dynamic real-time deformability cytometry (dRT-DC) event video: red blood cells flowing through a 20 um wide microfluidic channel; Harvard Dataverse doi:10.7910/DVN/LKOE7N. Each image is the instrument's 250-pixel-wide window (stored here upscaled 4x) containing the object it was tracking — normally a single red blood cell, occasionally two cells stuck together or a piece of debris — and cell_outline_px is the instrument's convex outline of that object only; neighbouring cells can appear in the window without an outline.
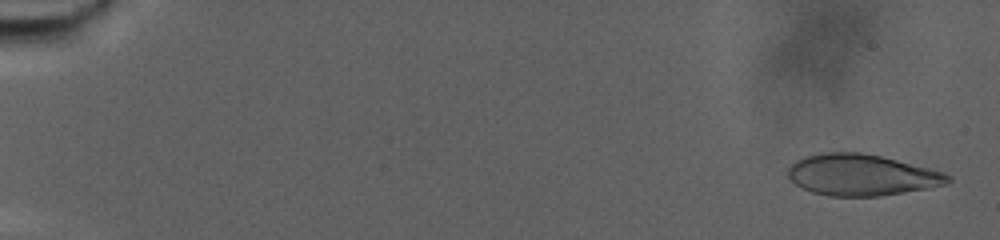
{"species": "human", "species_latin": "Homo sapiens", "temperature_condition": "warm", "stored_images_in_passage": 83, "camera_frame_rate_fps": 3000, "um_per_image_px": 0.085, "donor": {"sex": "male"}, "frame": {"image": 1, "passage_image": 3, "time_ms": 0.667, "image_size_px": [1000, 240], "cell_outline_px": [[952, 180], [948, 184], [928, 188], [880, 196], [828, 196], [812, 192], [796, 184], [788, 176], [788, 168], [796, 160], [804, 156], [824, 152], [860, 152], [880, 156], [944, 172], [952, 176]], "centroid_in_image_um": [73.24, 14.87], "position_along_channel_um": 11.8, "area_um2": 38.38}}
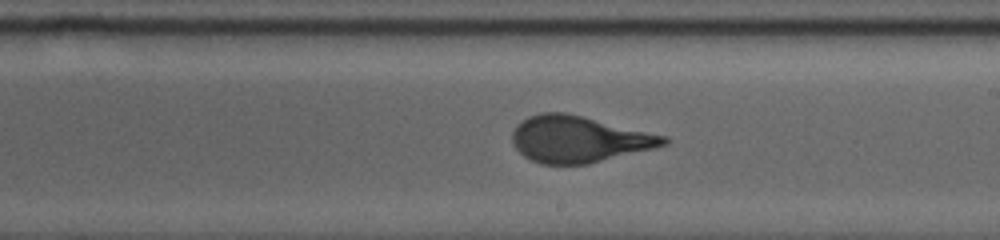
{"frame": {"image": 2, "passage_image": 51, "time_ms": 16.667, "image_size_px": [1000, 240], "cell_outline_px": [[672, 140], [668, 144], [656, 148], [588, 164], [540, 164], [524, 156], [512, 144], [512, 132], [516, 124], [528, 116], [540, 112], [564, 112], [668, 136]], "centroid_in_image_um": [49.21, 11.83], "position_along_channel_um": 239.8, "area_um2": 41.21}}
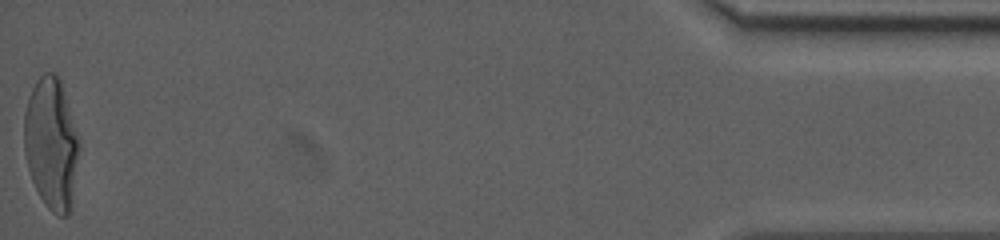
{"frame": {"image": 3, "passage_image": 83, "time_ms": 27.333, "image_size_px": [1000, 240], "cell_outline_px": [[76, 156], [72, 212], [68, 216], [56, 216], [44, 204], [32, 180], [28, 168], [24, 152], [24, 112], [32, 88], [36, 80], [44, 72], [52, 72], [60, 80], [76, 136]], "centroid_in_image_um": [4.31, 12.27], "position_along_channel_um": 430.9, "area_um2": 41.1}, "authors_computed_cell_mechanics": {"area_um2": 40.1132, "velocity_mm_per_s": 2.5692, "shape_relaxation_time_tau1_ms": 10.8392, "shape_relaxation_time_tau2_ms": null, "deformation_change_tau1": 0.2796, "deformation_change_tau2": null}}